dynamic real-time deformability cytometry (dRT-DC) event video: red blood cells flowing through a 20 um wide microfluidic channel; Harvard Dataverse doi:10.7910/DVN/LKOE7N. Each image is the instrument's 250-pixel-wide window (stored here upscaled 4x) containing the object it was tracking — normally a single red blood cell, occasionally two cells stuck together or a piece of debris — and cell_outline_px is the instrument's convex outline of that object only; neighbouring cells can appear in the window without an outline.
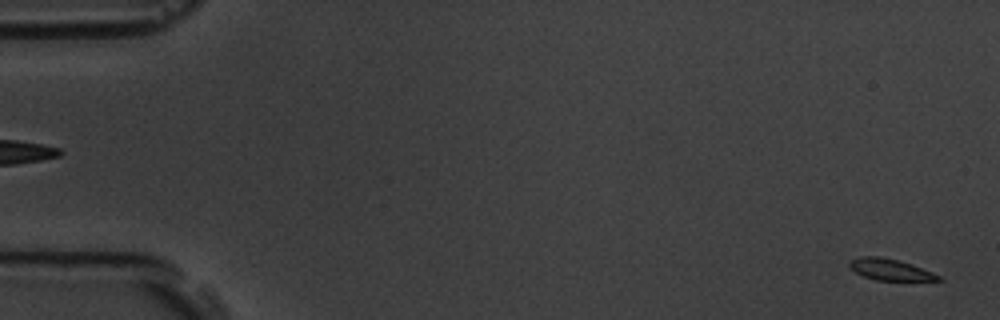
{"species": "common noctule bat (a hibernating species)", "species_latin": "Nyctalus noctula", "temperature_condition": "room temperature", "stored_images_in_passage": 6, "segment_of_instrument_passage": [2, 2], "camera_frame_rate_fps": 3000, "um_per_image_px": 0.085, "animal": {"sex": "male", "body_mass_g": 19.5, "forearm_length_mm": 54.6}, "frame": {"image": 1, "passage_image": 6, "time_ms": 5.667, "image_size_px": [1000, 320], "cell_outline_px": [[944, 280], [876, 280], [864, 276], [856, 272], [848, 264], [852, 260], [860, 256], [880, 256], [900, 260], [912, 264], [932, 272], [940, 276]], "centroid_in_image_um": [75.68, 22.9], "position_along_channel_um": 9.3, "area_um2": 10.92}}